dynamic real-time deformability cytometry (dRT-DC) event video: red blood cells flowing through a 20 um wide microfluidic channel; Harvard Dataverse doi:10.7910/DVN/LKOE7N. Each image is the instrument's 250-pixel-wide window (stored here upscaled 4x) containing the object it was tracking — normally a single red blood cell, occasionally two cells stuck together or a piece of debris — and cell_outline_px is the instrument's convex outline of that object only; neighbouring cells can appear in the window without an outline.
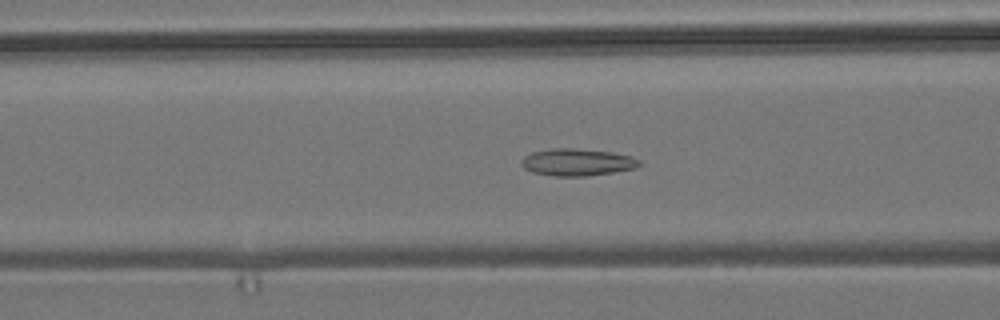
{"species": "common noctule bat (a hibernating species)", "species_latin": "Nyctalus noctula", "temperature_condition": "room temperature", "stored_images_in_passage": 55, "camera_frame_rate_fps": 3000, "um_per_image_px": 0.085, "animal": {"sex": "male", "body_mass_g": 19.2, "forearm_length_mm": 51.8}, "frame": {"image": 1, "passage_image": 21, "time_ms": 6.667, "image_size_px": [1000, 320], "cell_outline_px": [[640, 164], [636, 168], [588, 176], [552, 176], [532, 172], [524, 168], [520, 164], [520, 160], [524, 156], [532, 152], [552, 148], [576, 148], [612, 152], [632, 156], [640, 160]], "centroid_in_image_um": [49.03, 13.78], "position_along_channel_um": 117.6, "area_um2": 18.79}}
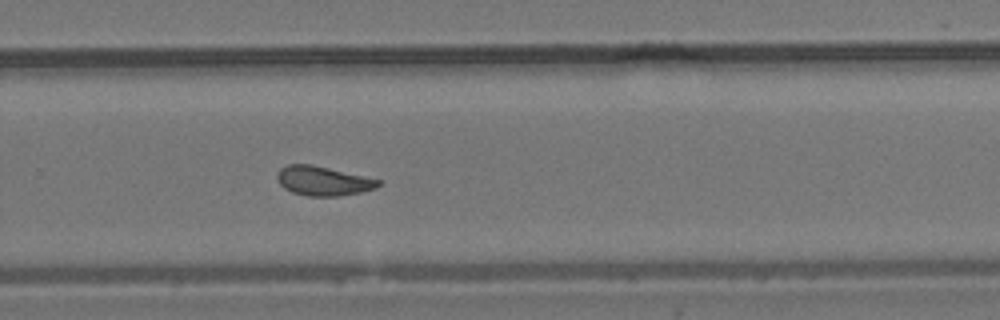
{"frame": {"image": 2, "passage_image": 36, "time_ms": 11.667, "image_size_px": [1000, 320], "cell_outline_px": [[380, 184], [376, 188], [360, 192], [336, 196], [308, 196], [292, 192], [284, 188], [276, 180], [276, 176], [280, 168], [288, 164], [312, 164], [380, 180]], "centroid_in_image_um": [27.41, 15.37], "position_along_channel_um": 302.4, "area_um2": 17.17}}
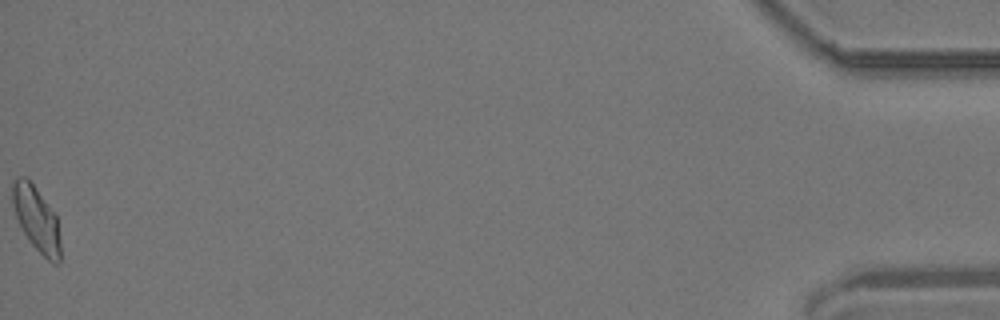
{"frame": {"image": 3, "passage_image": 55, "time_ms": 18.0, "image_size_px": [1000, 320], "cell_outline_px": [[60, 264], [52, 264], [28, 240], [16, 216], [12, 204], [12, 184], [16, 176], [24, 176], [32, 184], [56, 216], [60, 240]], "centroid_in_image_um": [3.09, 18.63], "position_along_channel_um": 432.1, "area_um2": 17.74}, "authors_computed_cell_mechanics": {"area_um2": 17.7446, "velocity_mm_per_s": 3.7039, "shape_relaxation_time_tau1_ms": null, "shape_relaxation_time_tau2_ms": 2.5074, "deformation_change_tau1": null, "deformation_change_tau2": 0.0901}}